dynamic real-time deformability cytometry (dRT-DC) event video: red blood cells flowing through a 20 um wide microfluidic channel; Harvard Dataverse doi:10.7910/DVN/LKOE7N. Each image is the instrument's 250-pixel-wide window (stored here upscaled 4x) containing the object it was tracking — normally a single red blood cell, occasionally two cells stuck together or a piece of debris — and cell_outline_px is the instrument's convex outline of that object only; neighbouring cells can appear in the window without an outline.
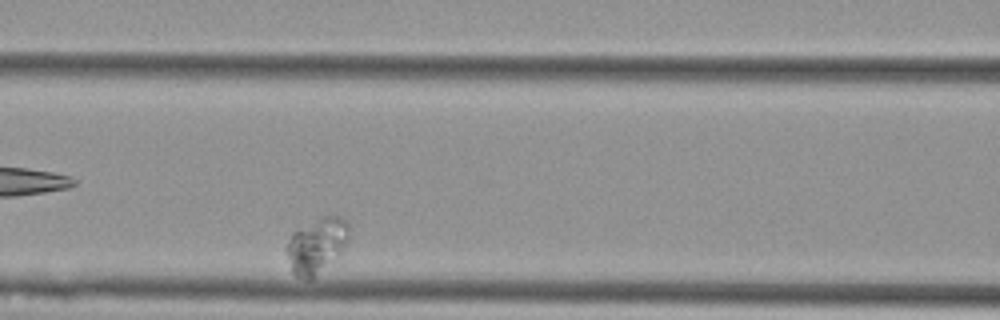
{"species": "Egyptian fruit bat (a non-hibernating species)", "species_latin": "Rousettus aegyptiacus", "temperature_condition": "cold", "stored_images_in_passage": 6, "camera_frame_rate_fps": 3000, "um_per_image_px": 0.085, "animal": {"sex": "female"}, "frame": {"image": 1, "passage_image": 6, "time_ms": 1.667, "image_size_px": [1000, 320], "cell_outline_px": [[348, 240], [312, 280], [308, 280], [296, 276], [292, 272], [284, 248], [292, 232], [324, 216], [340, 216], [348, 224]], "centroid_in_image_um": [26.83, 20.87], "position_along_channel_um": 139.8, "area_um2": 19.42}}